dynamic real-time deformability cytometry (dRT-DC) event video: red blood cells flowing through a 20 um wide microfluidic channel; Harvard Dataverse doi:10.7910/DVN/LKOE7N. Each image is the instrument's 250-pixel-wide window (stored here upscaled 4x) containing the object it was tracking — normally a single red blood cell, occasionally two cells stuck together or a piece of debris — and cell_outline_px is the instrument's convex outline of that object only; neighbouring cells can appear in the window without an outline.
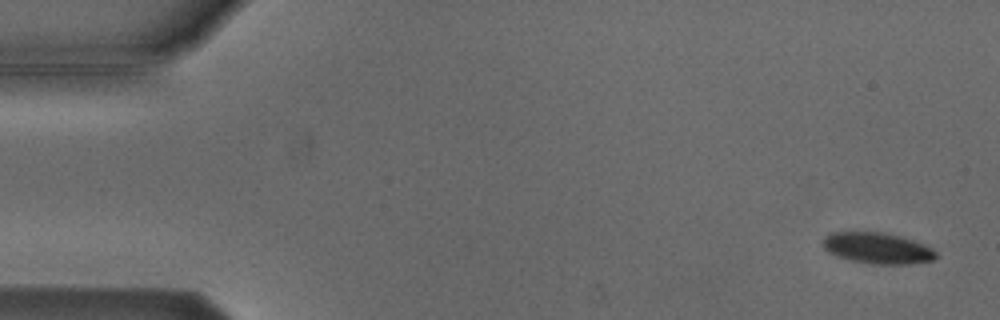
{"species": "Egyptian fruit bat (a non-hibernating species)", "species_latin": "Rousettus aegyptiacus", "temperature_condition": "cold", "stored_images_in_passage": 5, "camera_frame_rate_fps": 3000, "um_per_image_px": 0.085, "animal": {"sex": "male"}, "frame": {"image": 1, "passage_image": 1, "time_ms": 0.0, "image_size_px": [1000, 320], "cell_outline_px": [[936, 256], [932, 260], [908, 264], [872, 264], [852, 260], [836, 256], [828, 252], [820, 244], [820, 240], [824, 236], [832, 232], [884, 232], [900, 236], [912, 240], [932, 248], [936, 252]], "centroid_in_image_um": [74.51, 21.08], "position_along_channel_um": 10.5, "area_um2": 20.52}}
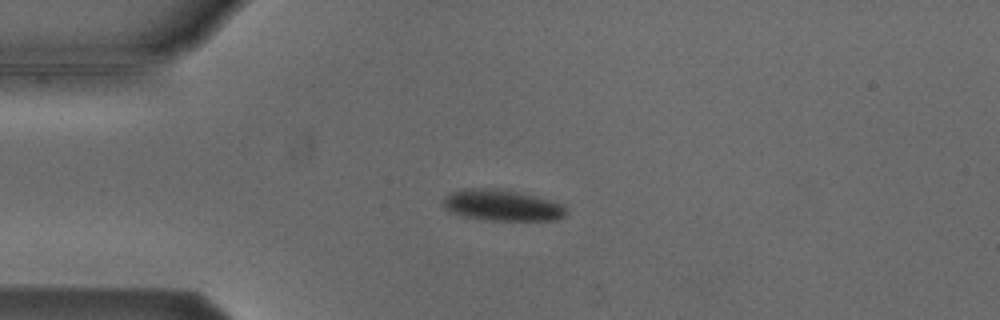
{"frame": {"image": 2, "passage_image": 4, "time_ms": 3.667, "image_size_px": [1000, 320], "cell_outline_px": [[568, 212], [564, 216], [556, 220], [484, 220], [460, 216], [444, 208], [440, 204], [444, 196], [448, 192], [464, 188], [496, 188], [520, 192], [552, 200], [564, 204]], "centroid_in_image_um": [42.63, 17.44], "position_along_channel_um": 42.4, "area_um2": 22.89}}